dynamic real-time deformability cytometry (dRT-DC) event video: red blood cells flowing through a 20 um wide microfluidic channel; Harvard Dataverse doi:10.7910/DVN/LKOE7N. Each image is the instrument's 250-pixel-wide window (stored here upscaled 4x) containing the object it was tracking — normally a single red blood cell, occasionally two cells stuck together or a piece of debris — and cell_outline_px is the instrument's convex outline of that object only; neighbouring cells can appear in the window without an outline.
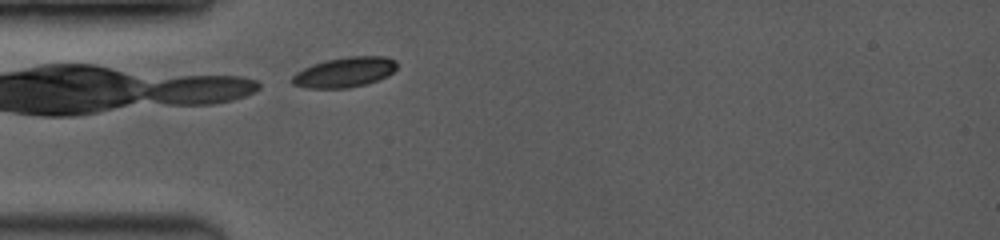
{"species": "common noctule bat (a hibernating species)", "species_latin": "Nyctalus noctula", "temperature_condition": "room temperature", "stored_images_in_passage": 38, "camera_frame_rate_fps": 3500, "um_per_image_px": 0.085, "animal": {"sex": "female", "body_mass_g": 19.0, "forearm_length_mm": 53.3}, "frame": {"image": 1, "passage_image": 1, "time_ms": 0.0, "image_size_px": [1000, 240], "cell_outline_px": [[396, 68], [388, 76], [364, 84], [348, 88], [308, 88], [292, 84], [292, 76], [296, 72], [312, 64], [324, 60], [348, 56], [384, 56], [396, 60]], "centroid_in_image_um": [29.28, 6.13], "position_along_channel_um": 55.7, "area_um2": 18.32}}
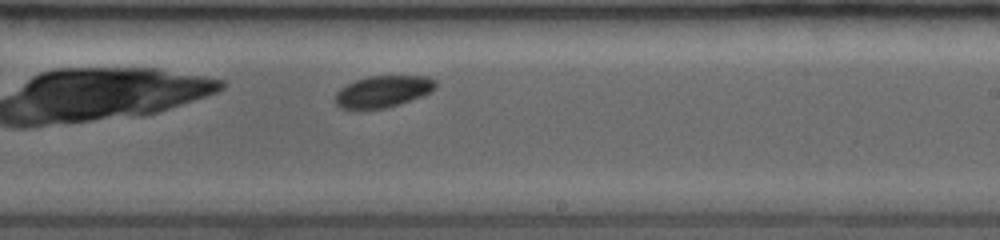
{"frame": {"image": 2, "passage_image": 19, "time_ms": 5.143, "image_size_px": [1000, 240], "cell_outline_px": [[436, 88], [432, 92], [384, 108], [340, 108], [336, 104], [336, 92], [340, 88], [356, 80], [368, 76], [428, 76], [436, 80]], "centroid_in_image_um": [32.57, 7.75], "position_along_channel_um": 256.4, "area_um2": 18.15}}
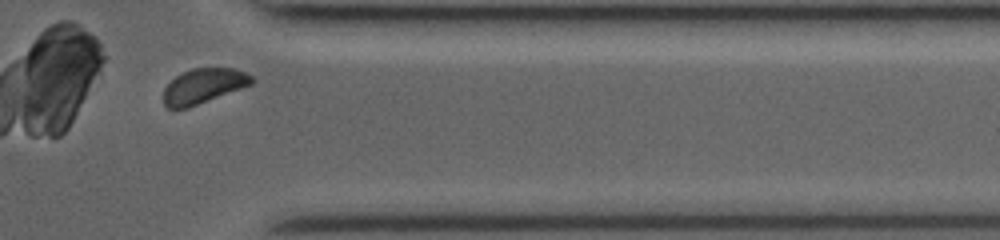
{"frame": {"image": 3, "passage_image": 35, "time_ms": 8.571, "image_size_px": [1000, 240], "cell_outline_px": [[256, 80], [252, 84], [188, 108], [168, 108], [164, 104], [164, 88], [176, 76], [192, 68], [232, 68], [244, 72], [252, 76]], "centroid_in_image_um": [17.31, 7.31], "position_along_channel_um": 394.1, "area_um2": 17.74}}